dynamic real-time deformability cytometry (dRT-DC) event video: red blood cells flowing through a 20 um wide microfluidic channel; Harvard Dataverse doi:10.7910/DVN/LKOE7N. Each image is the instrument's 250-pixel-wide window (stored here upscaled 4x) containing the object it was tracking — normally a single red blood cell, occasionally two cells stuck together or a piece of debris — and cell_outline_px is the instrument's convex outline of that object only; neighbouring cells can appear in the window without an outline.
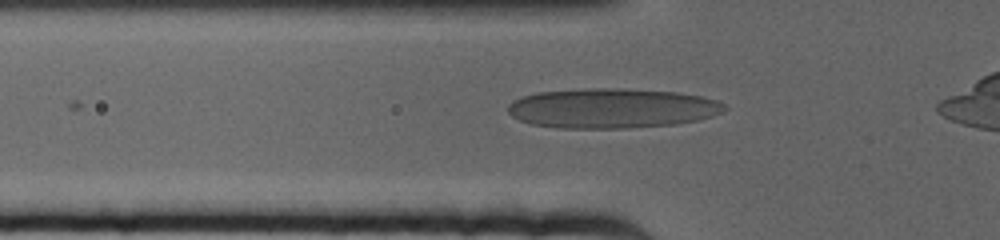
{"species": "human", "species_latin": "Homo sapiens", "temperature_condition": "cold", "stored_images_in_passage": 40, "camera_frame_rate_fps": 3000, "um_per_image_px": 0.085, "donor": {"sex": "female"}, "frame": {"image": 1, "passage_image": 5, "time_ms": 1.333, "image_size_px": [1000, 240], "cell_outline_px": [[728, 108], [724, 112], [700, 120], [676, 124], [628, 128], [556, 128], [532, 124], [520, 120], [512, 116], [508, 112], [508, 104], [512, 100], [520, 96], [536, 92], [592, 88], [620, 88], [676, 92], [704, 96], [716, 100], [724, 104]], "centroid_in_image_um": [52.02, 9.2], "position_along_channel_um": 73.8, "area_um2": 50.69}}
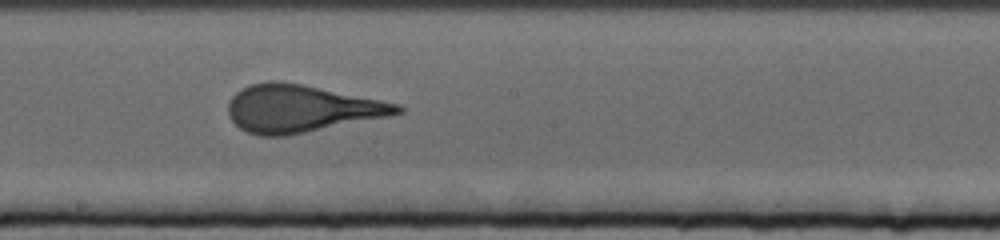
{"frame": {"image": 2, "passage_image": 19, "time_ms": 6.0, "image_size_px": [1000, 240], "cell_outline_px": [[404, 112], [388, 116], [288, 136], [260, 136], [248, 132], [240, 128], [228, 116], [228, 104], [232, 96], [236, 92], [248, 84], [268, 80], [280, 80], [400, 104], [404, 108]], "centroid_in_image_um": [25.55, 9.23], "position_along_channel_um": 222.6, "area_um2": 46.59}}
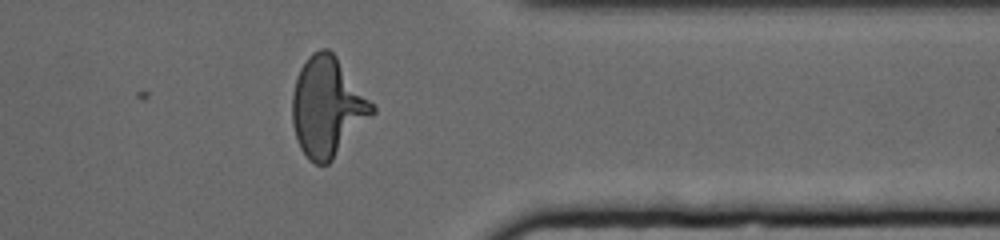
{"frame": {"image": 3, "passage_image": 35, "time_ms": 11.333, "image_size_px": [1000, 240], "cell_outline_px": [[376, 112], [332, 160], [328, 164], [316, 164], [308, 160], [300, 148], [296, 140], [292, 124], [292, 92], [300, 68], [308, 56], [312, 52], [320, 48], [328, 48], [336, 56], [376, 108]], "centroid_in_image_um": [27.8, 9.1], "position_along_channel_um": 383.6, "area_um2": 46.24}}